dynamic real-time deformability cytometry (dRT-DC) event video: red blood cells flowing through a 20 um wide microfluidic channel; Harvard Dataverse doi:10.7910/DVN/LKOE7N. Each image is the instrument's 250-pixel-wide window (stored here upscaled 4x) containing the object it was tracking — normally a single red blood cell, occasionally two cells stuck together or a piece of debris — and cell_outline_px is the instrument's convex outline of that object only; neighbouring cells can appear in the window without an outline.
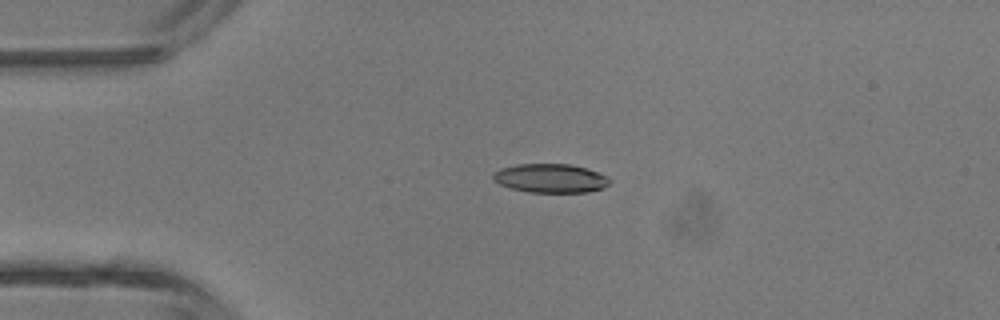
{"species": "common noctule bat (a hibernating species)", "species_latin": "Nyctalus noctula", "temperature_condition": "room temperature", "stored_images_in_passage": 3, "camera_frame_rate_fps": 3000, "um_per_image_px": 0.085, "animal": {"sex": "male", "body_mass_g": 13.3}, "frame": {"image": 1, "passage_image": 2, "time_ms": 2.0, "image_size_px": [1000, 320], "cell_outline_px": [[612, 180], [604, 188], [588, 192], [528, 192], [512, 188], [500, 184], [492, 180], [492, 172], [500, 168], [516, 164], [568, 164], [588, 168]], "centroid_in_image_um": [46.76, 15.15], "position_along_channel_um": 38.2, "area_um2": 19.65}}